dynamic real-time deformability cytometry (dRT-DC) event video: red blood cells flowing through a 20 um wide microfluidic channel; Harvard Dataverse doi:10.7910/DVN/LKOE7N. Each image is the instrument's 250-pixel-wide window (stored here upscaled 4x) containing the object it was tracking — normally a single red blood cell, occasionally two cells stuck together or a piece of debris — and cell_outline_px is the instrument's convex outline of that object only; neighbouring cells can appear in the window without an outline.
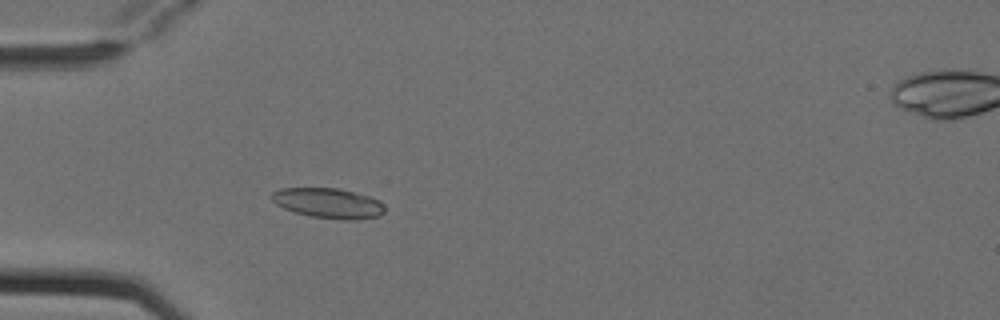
{"species": "Egyptian fruit bat (a non-hibernating species)", "species_latin": "Rousettus aegyptiacus", "temperature_condition": "cold", "stored_images_in_passage": 4, "camera_frame_rate_fps": 3000, "um_per_image_px": 0.085, "animal": {"sex": "female"}, "frame": {"image": 1, "passage_image": 3, "time_ms": 0.667, "image_size_px": [1000, 320], "cell_outline_px": [[384, 212], [380, 216], [356, 220], [348, 220], [312, 216], [296, 212], [284, 208], [276, 204], [272, 200], [272, 192], [280, 188], [336, 188], [368, 196], [380, 200], [384, 204]], "centroid_in_image_um": [27.93, 17.27], "position_along_channel_um": 57.1, "area_um2": 19.65}}